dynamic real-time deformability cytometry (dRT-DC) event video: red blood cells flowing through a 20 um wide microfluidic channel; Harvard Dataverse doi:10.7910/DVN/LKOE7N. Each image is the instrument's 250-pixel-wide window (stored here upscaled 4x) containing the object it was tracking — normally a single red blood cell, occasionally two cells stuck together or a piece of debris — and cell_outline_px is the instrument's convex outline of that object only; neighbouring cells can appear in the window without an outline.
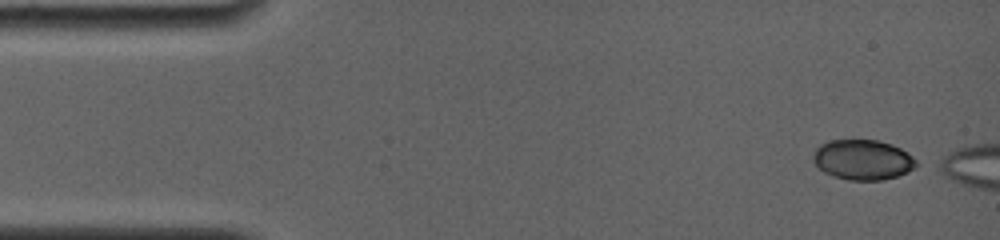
{"species": "common noctule bat (a hibernating species)", "species_latin": "Nyctalus noctula", "temperature_condition": "room temperature", "stored_images_in_passage": 7, "camera_frame_rate_fps": 4000, "um_per_image_px": 0.085, "animal": {"sex": "female", "body_mass_g": 19.0, "forearm_length_mm": 56.7}, "frame": {"image": 1, "passage_image": 1, "time_ms": 0.0, "image_size_px": [1000, 240], "cell_outline_px": [[920, 164], [908, 172], [896, 176], [880, 180], [848, 180], [832, 176], [824, 172], [812, 160], [812, 156], [816, 148], [820, 144], [828, 140], [876, 140], [892, 144], [908, 152]], "centroid_in_image_um": [73.34, 13.57], "position_along_channel_um": 11.7, "area_um2": 24.28}}